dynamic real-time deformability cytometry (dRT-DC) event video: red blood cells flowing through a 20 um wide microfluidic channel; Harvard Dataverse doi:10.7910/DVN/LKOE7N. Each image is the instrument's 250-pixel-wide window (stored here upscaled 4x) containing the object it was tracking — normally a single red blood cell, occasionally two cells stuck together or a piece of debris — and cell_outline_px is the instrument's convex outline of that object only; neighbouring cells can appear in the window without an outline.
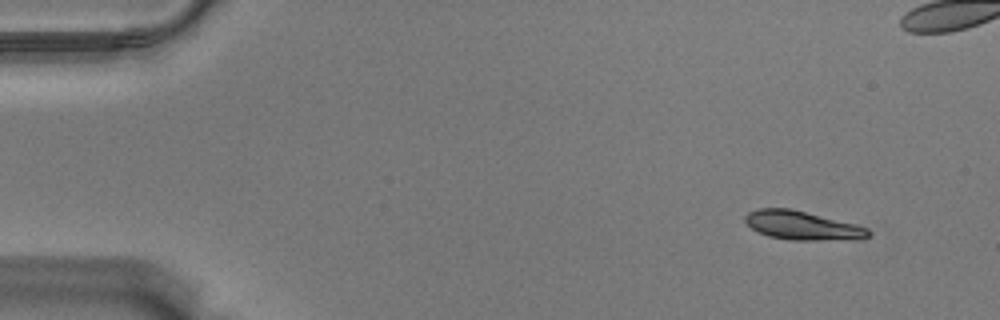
{"species": "Egyptian fruit bat (a non-hibernating species)", "species_latin": "Rousettus aegyptiacus", "temperature_condition": "warm", "stored_images_in_passage": 54, "camera_frame_rate_fps": 3000, "um_per_image_px": 0.085, "animal": {"sex": "male"}, "frame": {"image": 1, "passage_image": 1, "time_ms": 0.0, "image_size_px": [1000, 320], "cell_outline_px": [[872, 236], [860, 240], [788, 240], [768, 236], [752, 228], [744, 220], [744, 216], [748, 212], [760, 208], [788, 208], [856, 224], [868, 228], [872, 232]], "centroid_in_image_um": [68.26, 19.19], "position_along_channel_um": 16.7, "area_um2": 20.81}}
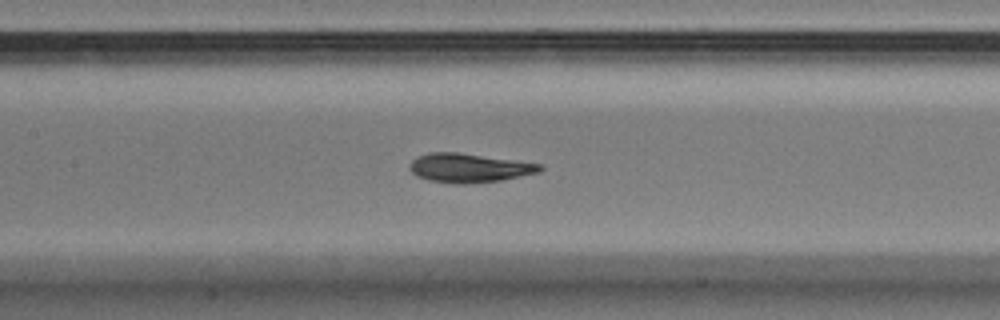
{"frame": {"image": 2, "passage_image": 23, "time_ms": 7.333, "image_size_px": [1000, 320], "cell_outline_px": [[544, 168], [540, 172], [500, 180], [464, 184], [428, 180], [416, 176], [408, 168], [412, 160], [428, 152], [460, 152], [544, 164]], "centroid_in_image_um": [39.9, 14.26], "position_along_channel_um": 167.5, "area_um2": 22.02}}
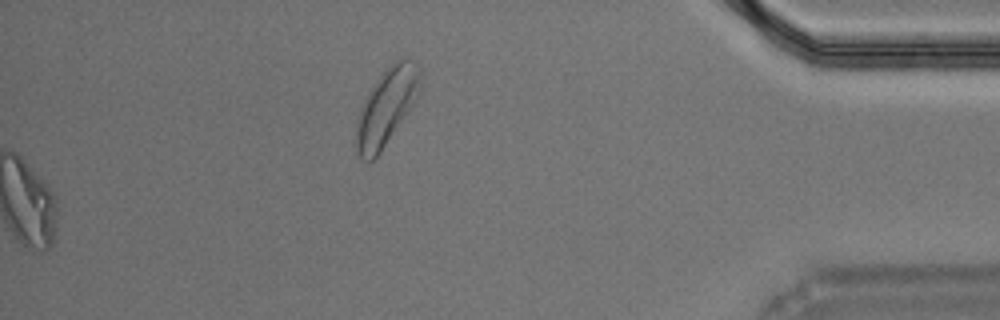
{"frame": {"image": 3, "passage_image": 54, "time_ms": 17.667, "image_size_px": [1000, 320], "cell_outline_px": [[420, 92], [416, 100], [408, 112], [380, 152], [372, 160], [360, 160], [356, 152], [356, 120], [360, 108], [368, 92], [388, 64], [392, 60], [400, 56], [404, 56], [416, 60], [420, 68]], "centroid_in_image_um": [32.86, 9.01], "position_along_channel_um": 402.3, "area_um2": 29.02}, "authors_computed_cell_mechanics": {"area_um2": 21.675, "velocity_mm_per_s": 3.5262, "shape_relaxation_time_tau1_ms": 3.0526, "shape_relaxation_time_tau2_ms": 1.6747, "deformation_change_tau1": 0.1497, "deformation_change_tau2": 0.0705}}